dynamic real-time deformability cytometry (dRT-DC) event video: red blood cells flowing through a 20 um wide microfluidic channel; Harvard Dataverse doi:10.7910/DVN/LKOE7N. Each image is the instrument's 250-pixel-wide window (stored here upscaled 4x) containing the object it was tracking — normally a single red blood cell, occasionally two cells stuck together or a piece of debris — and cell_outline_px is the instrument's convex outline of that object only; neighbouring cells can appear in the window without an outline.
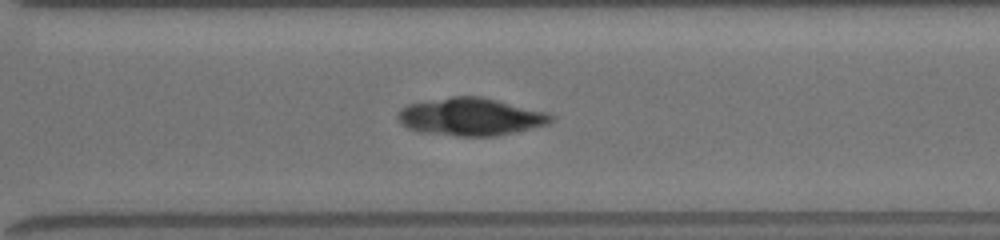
{"species": "common noctule bat (a hibernating species)", "species_latin": "Nyctalus noctula", "temperature_condition": "room temperature", "stored_images_in_passage": 38, "camera_frame_rate_fps": 3000, "um_per_image_px": 0.085, "animal": {"sex": "female", "body_mass_g": 19.5, "forearm_length_mm": 54.1}, "frame": {"image": 1, "passage_image": 25, "time_ms": 6.667, "image_size_px": [1000, 240], "cell_outline_px": [[556, 116], [548, 124], [496, 136], [460, 136], [420, 132], [408, 128], [400, 124], [396, 116], [400, 108], [408, 104], [452, 96], [480, 96], [548, 112]], "centroid_in_image_um": [39.99, 9.92], "position_along_channel_um": 330.6, "area_um2": 33.64}}
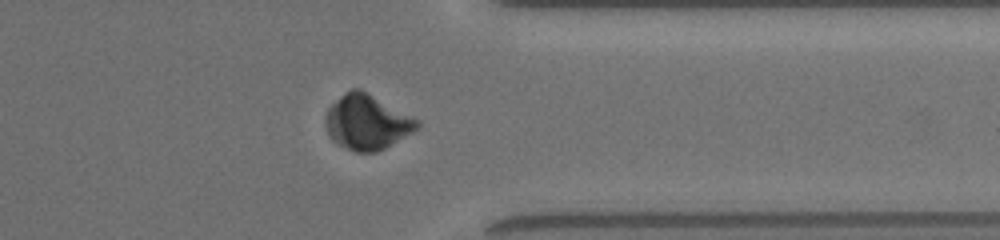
{"frame": {"image": 2, "passage_image": 29, "time_ms": 8.0, "image_size_px": [1000, 240], "cell_outline_px": [[420, 128], [384, 148], [376, 152], [356, 152], [332, 140], [324, 124], [324, 120], [328, 108], [344, 92], [352, 88], [360, 88], [420, 120]], "centroid_in_image_um": [31.2, 10.36], "position_along_channel_um": 380.2, "area_um2": 29.25}}
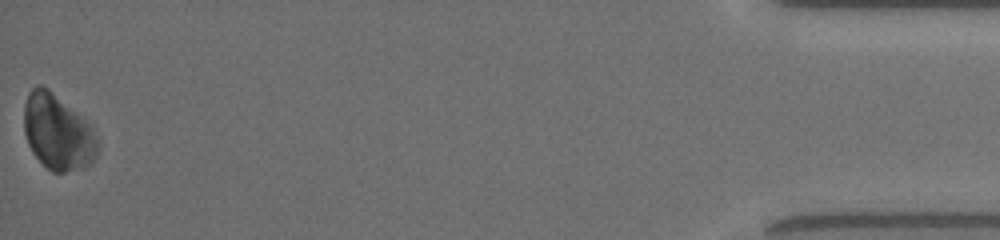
{"frame": {"image": 3, "passage_image": 38, "time_ms": 11.333, "image_size_px": [1000, 240], "cell_outline_px": [[100, 148], [92, 164], [80, 168], [64, 172], [52, 172], [32, 152], [28, 144], [24, 132], [24, 104], [28, 92], [36, 84], [40, 84], [48, 88], [92, 124]], "centroid_in_image_um": [4.92, 11.22], "position_along_channel_um": 430.3, "area_um2": 32.77}}